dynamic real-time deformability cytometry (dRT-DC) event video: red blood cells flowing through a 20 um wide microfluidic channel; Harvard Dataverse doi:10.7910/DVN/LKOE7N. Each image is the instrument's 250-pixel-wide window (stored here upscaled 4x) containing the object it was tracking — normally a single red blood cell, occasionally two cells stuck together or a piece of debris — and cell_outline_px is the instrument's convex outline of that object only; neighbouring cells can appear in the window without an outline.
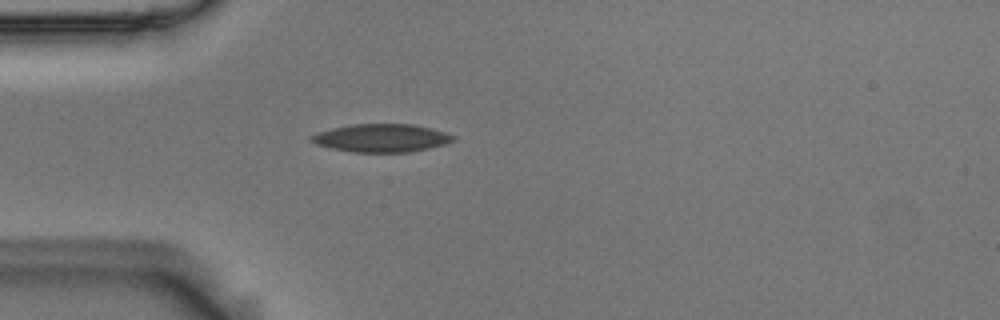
{"species": "Egyptian fruit bat (a non-hibernating species)", "species_latin": "Rousettus aegyptiacus", "temperature_condition": "room temperature", "stored_images_in_passage": 1, "camera_frame_rate_fps": 3000, "um_per_image_px": 0.085, "animal": {"sex": "male"}, "frame": {"image": 1, "passage_image": 1, "time_ms": 0.0, "image_size_px": [1000, 320], "cell_outline_px": [[456, 140], [444, 144], [428, 148], [408, 152], [352, 152], [332, 148], [316, 144], [308, 140], [308, 136], [332, 128], [352, 124], [412, 124], [444, 132], [456, 136]], "centroid_in_image_um": [32.4, 11.73], "position_along_channel_um": 52.6, "area_um2": 23.06}}